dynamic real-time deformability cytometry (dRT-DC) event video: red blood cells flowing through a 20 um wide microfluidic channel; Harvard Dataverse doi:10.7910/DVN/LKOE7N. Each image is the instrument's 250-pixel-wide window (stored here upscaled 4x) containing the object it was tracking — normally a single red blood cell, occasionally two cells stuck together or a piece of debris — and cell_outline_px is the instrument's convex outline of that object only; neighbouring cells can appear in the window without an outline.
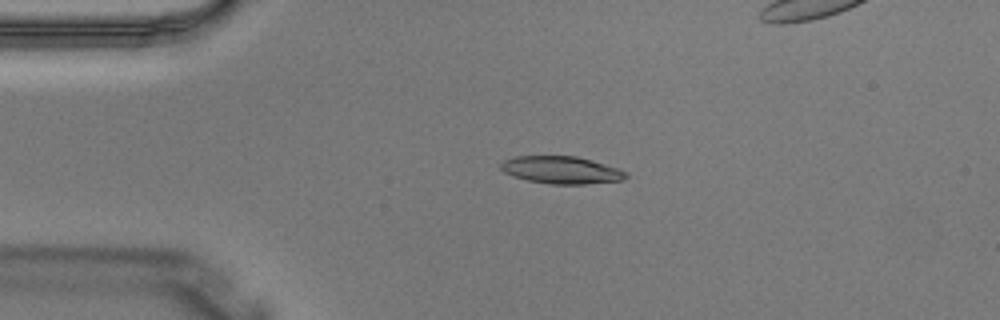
{"species": "Egyptian fruit bat (a non-hibernating species)", "species_latin": "Rousettus aegyptiacus", "temperature_condition": "warm", "stored_images_in_passage": 5, "camera_frame_rate_fps": 3000, "um_per_image_px": 0.085, "animal": {"sex": "male"}, "frame": {"image": 1, "passage_image": 3, "time_ms": 0.667, "image_size_px": [1000, 320], "cell_outline_px": [[628, 176], [620, 180], [584, 184], [552, 184], [528, 180], [512, 176], [504, 172], [500, 168], [500, 164], [504, 160], [516, 156], [576, 156], [592, 160], [628, 172]], "centroid_in_image_um": [47.69, 14.44], "position_along_channel_um": 37.3, "area_um2": 19.83}}